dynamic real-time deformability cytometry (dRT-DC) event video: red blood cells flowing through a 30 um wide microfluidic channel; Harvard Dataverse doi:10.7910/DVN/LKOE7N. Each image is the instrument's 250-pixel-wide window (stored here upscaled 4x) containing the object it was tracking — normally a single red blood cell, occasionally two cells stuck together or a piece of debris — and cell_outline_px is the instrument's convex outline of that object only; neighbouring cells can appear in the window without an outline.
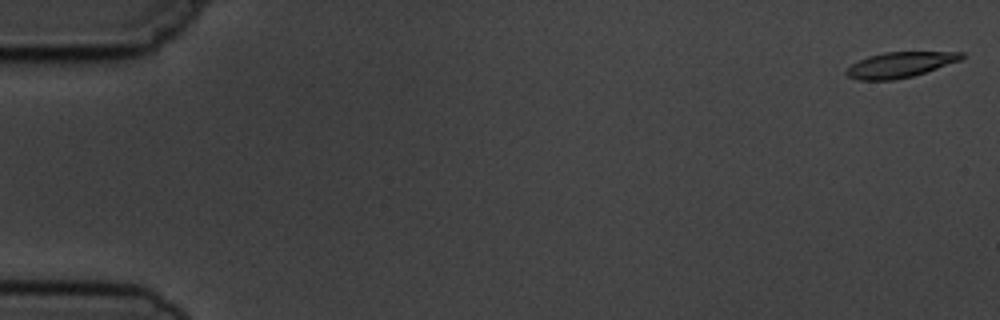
{"species": "common noctule bat (a hibernating species)", "species_latin": "Nyctalus noctula", "temperature_condition": "cold", "stored_images_in_passage": 5, "camera_frame_rate_fps": 3000, "um_per_image_px": 0.085, "animal": {"sex": "male", "body_mass_g": 19.5, "forearm_length_mm": 54.6}, "frame": {"image": 1, "passage_image": 1, "time_ms": 0.0, "image_size_px": [1000, 320], "cell_outline_px": [[964, 56], [960, 60], [912, 76], [892, 80], [860, 80], [848, 76], [844, 72], [852, 64], [868, 56], [884, 52], [964, 52]], "centroid_in_image_um": [76.47, 5.5], "position_along_channel_um": 8.5, "area_um2": 16.76}}
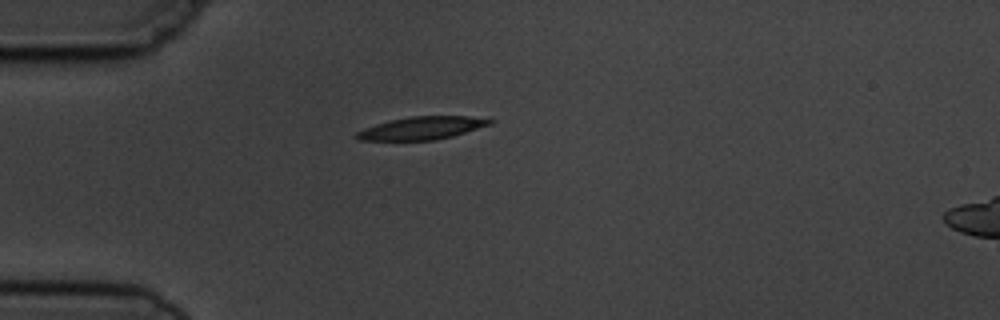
{"frame": {"image": 2, "passage_image": 4, "time_ms": 4.667, "image_size_px": [1000, 320], "cell_outline_px": [[496, 120], [492, 124], [452, 136], [432, 140], [360, 140], [352, 136], [356, 132], [364, 128], [376, 124], [392, 120], [412, 116], [468, 116]], "centroid_in_image_um": [35.85, 10.88], "position_along_channel_um": 49.1, "area_um2": 17.57}}